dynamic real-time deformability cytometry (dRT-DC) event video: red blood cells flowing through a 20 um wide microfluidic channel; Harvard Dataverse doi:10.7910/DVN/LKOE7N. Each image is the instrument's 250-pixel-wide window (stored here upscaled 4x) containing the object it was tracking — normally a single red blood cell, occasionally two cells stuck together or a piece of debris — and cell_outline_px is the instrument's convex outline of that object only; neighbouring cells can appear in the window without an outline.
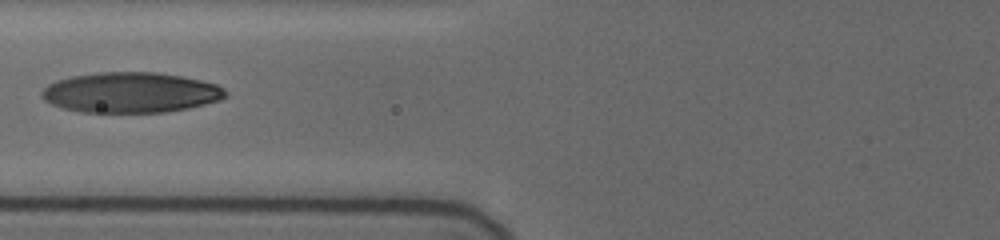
{"species": "human", "species_latin": "Homo sapiens", "temperature_condition": "cold", "stored_images_in_passage": 14, "camera_frame_rate_fps": 3000, "um_per_image_px": 0.085, "donor": {"sex": "female"}, "frame": {"image": 1, "passage_image": 9, "time_ms": 9.0, "image_size_px": [1000, 240], "cell_outline_px": [[228, 96], [220, 100], [188, 108], [164, 112], [80, 112], [64, 108], [52, 104], [44, 100], [40, 96], [40, 92], [48, 84], [56, 80], [72, 76], [96, 72], [156, 72], [180, 76], [200, 80], [216, 84], [224, 88], [228, 92]], "centroid_in_image_um": [11.1, 7.86], "position_along_channel_um": 114.7, "area_um2": 43.35}}
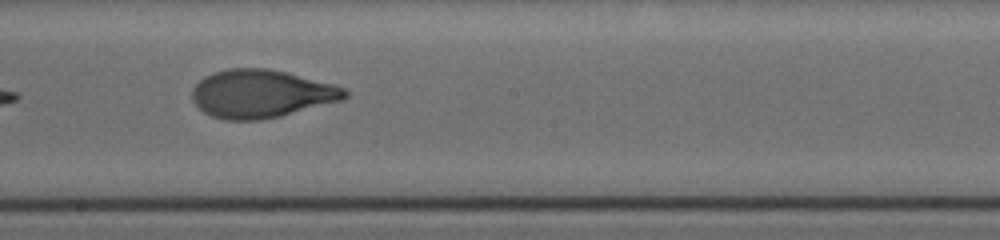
{"frame": {"image": 2, "passage_image": 12, "time_ms": 12.0, "image_size_px": [1000, 240], "cell_outline_px": [[348, 96], [344, 100], [280, 116], [260, 120], [224, 120], [212, 116], [204, 112], [192, 100], [192, 88], [204, 76], [228, 68], [268, 68], [288, 72], [336, 84], [344, 88], [348, 92]], "centroid_in_image_um": [22.24, 7.96], "position_along_channel_um": 226.0, "area_um2": 43.06}}
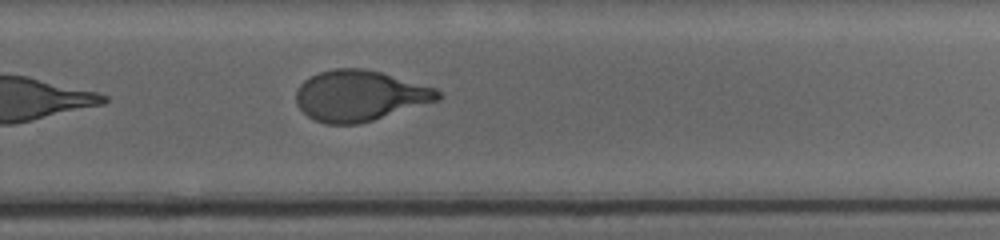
{"frame": {"image": 3, "passage_image": 14, "time_ms": 14.0, "image_size_px": [1000, 240], "cell_outline_px": [[444, 96], [440, 100], [372, 120], [356, 124], [324, 124], [308, 116], [296, 104], [296, 88], [308, 76], [332, 68], [364, 68], [380, 72], [436, 88]], "centroid_in_image_um": [30.56, 8.13], "position_along_channel_um": 299.2, "area_um2": 41.96}}